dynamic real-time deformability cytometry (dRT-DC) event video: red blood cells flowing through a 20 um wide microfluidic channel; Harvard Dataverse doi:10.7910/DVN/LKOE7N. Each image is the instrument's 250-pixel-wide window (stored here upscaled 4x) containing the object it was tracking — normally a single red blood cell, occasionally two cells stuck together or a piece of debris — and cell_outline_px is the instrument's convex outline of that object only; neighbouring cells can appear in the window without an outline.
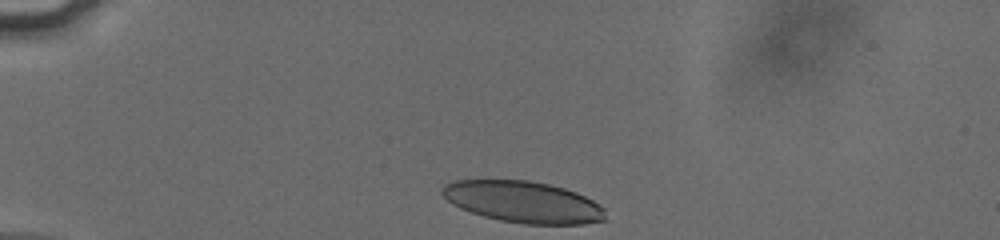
{"species": "human", "species_latin": "Homo sapiens", "temperature_condition": "cold", "stored_images_in_passage": 34, "camera_frame_rate_fps": 3000, "um_per_image_px": 0.085, "donor": {"sex": "male"}, "frame": {"image": 1, "passage_image": 1, "time_ms": 0.0, "image_size_px": [1000, 240], "cell_outline_px": [[608, 220], [584, 224], [524, 224], [500, 220], [484, 216], [460, 208], [452, 204], [440, 192], [444, 184], [452, 180], [528, 180], [548, 184], [564, 188], [576, 192], [600, 204], [604, 208]], "centroid_in_image_um": [44.49, 17.17], "position_along_channel_um": 40.5, "area_um2": 39.59}}
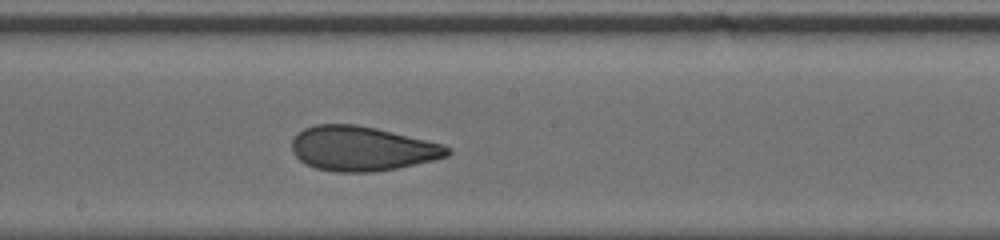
{"frame": {"image": 2, "passage_image": 19, "time_ms": 6.0, "image_size_px": [1000, 240], "cell_outline_px": [[452, 152], [448, 156], [432, 160], [396, 168], [372, 172], [336, 172], [316, 168], [304, 164], [292, 152], [292, 140], [304, 128], [316, 124], [356, 124], [376, 128], [444, 144], [452, 148]], "centroid_in_image_um": [30.78, 12.63], "position_along_channel_um": 217.4, "area_um2": 40.4}}
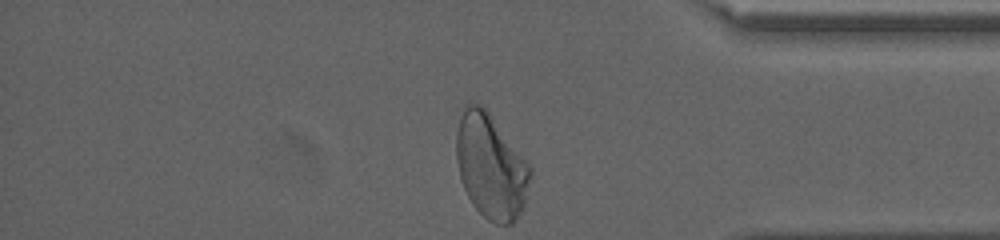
{"frame": {"image": 3, "passage_image": 34, "time_ms": 11.0, "image_size_px": [1000, 240], "cell_outline_px": [[532, 176], [524, 208], [516, 220], [512, 224], [496, 224], [488, 220], [472, 204], [464, 188], [460, 176], [456, 160], [456, 132], [460, 116], [464, 104], [468, 100], [480, 104], [488, 112], [532, 168]], "centroid_in_image_um": [41.72, 14.15], "position_along_channel_um": 393.5, "area_um2": 45.26}, "authors_computed_cell_mechanics": {"area_um2": 40.8068, "velocity_mm_per_s": 3.8133, "shape_relaxation_time_tau1_ms": 6.6967, "shape_relaxation_time_tau2_ms": 1.2277, "deformation_change_tau1": 0.2033, "deformation_change_tau2": 0.0719}}